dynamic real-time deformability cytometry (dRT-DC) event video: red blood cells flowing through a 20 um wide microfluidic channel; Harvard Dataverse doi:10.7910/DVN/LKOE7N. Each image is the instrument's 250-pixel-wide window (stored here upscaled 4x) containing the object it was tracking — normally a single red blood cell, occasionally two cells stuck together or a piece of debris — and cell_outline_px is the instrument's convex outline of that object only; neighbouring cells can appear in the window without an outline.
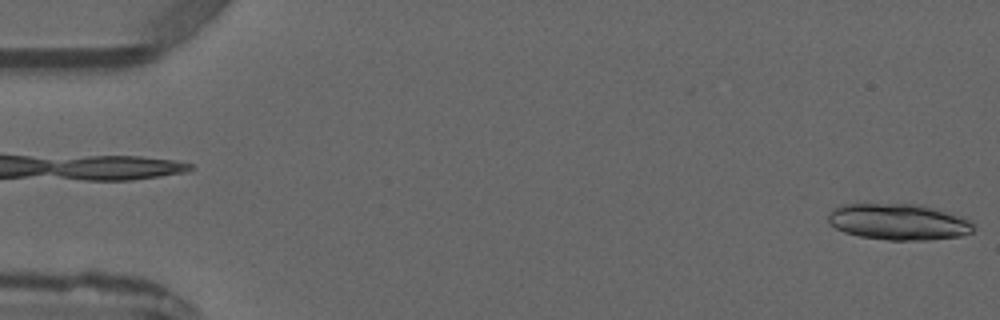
{"species": "common noctule bat (a hibernating species)", "species_latin": "Nyctalus noctula", "temperature_condition": "warm", "stored_images_in_passage": 2, "camera_frame_rate_fps": 3000, "um_per_image_px": 0.085, "animal": {"sex": "male", "forearm_length_mm": 52.5}, "frame": {"image": 1, "passage_image": 1, "time_ms": 0.0, "image_size_px": [1000, 320], "cell_outline_px": [[976, 228], [972, 232], [960, 236], [928, 240], [888, 240], [860, 236], [844, 232], [828, 224], [828, 212], [832, 208], [840, 204], [924, 204], [964, 216], [976, 224]], "centroid_in_image_um": [76.41, 18.84], "position_along_channel_um": 8.6, "area_um2": 31.33}}